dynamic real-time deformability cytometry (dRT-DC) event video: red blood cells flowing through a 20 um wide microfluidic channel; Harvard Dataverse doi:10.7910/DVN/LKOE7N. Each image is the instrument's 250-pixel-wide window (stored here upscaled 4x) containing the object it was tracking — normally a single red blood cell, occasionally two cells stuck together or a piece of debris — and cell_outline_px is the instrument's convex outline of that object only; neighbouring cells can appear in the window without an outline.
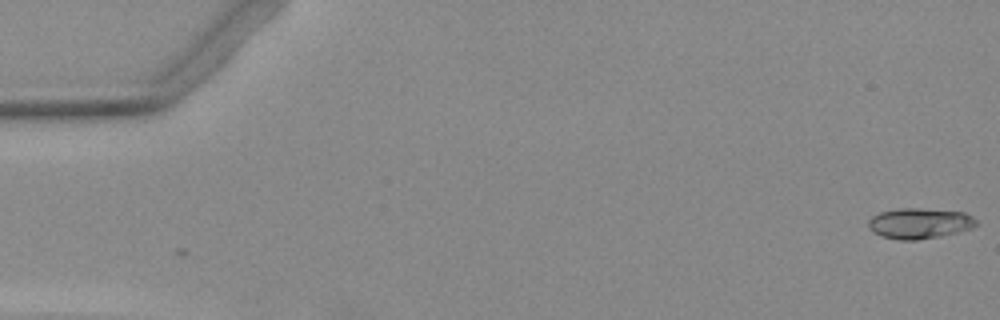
{"species": "Egyptian fruit bat (a non-hibernating species)", "species_latin": "Rousettus aegyptiacus", "temperature_condition": "warm", "stored_images_in_passage": 2, "camera_frame_rate_fps": 3000, "um_per_image_px": 0.085, "animal": {"sex": "female"}, "frame": {"image": 1, "passage_image": 1, "time_ms": 0.0, "image_size_px": [1000, 320], "cell_outline_px": [[976, 224], [972, 228], [960, 232], [940, 236], [916, 240], [900, 240], [880, 236], [872, 232], [868, 228], [868, 220], [872, 216], [880, 212], [900, 208], [920, 208], [964, 212], [972, 216], [976, 220]], "centroid_in_image_um": [78.13, 18.99], "position_along_channel_um": 6.9, "area_um2": 19.36}}